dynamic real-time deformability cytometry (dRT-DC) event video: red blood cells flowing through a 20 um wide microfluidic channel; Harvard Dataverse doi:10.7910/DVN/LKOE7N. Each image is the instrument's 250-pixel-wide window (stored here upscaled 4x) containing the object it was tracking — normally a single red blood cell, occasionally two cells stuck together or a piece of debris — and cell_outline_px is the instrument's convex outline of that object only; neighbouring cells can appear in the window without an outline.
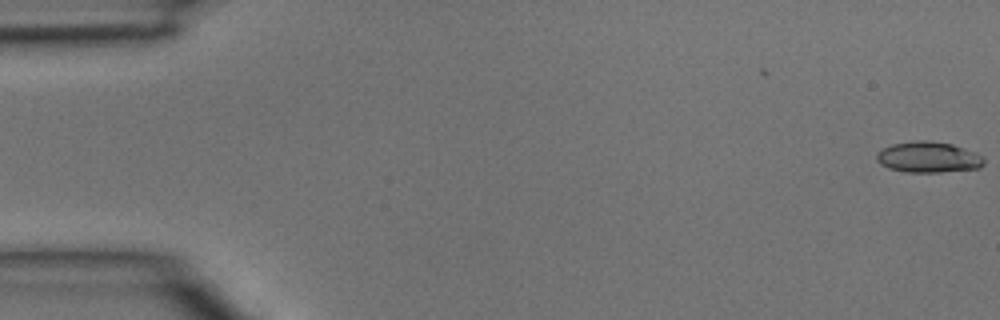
{"species": "common noctule bat (a hibernating species)", "species_latin": "Nyctalus noctula", "temperature_condition": "room temperature", "stored_images_in_passage": 4, "camera_frame_rate_fps": 3000, "um_per_image_px": 0.085, "animal": {"sex": "male", "body_mass_g": 15.6}, "frame": {"image": 1, "passage_image": 1, "time_ms": 0.0, "image_size_px": [1000, 320], "cell_outline_px": [[984, 164], [980, 168], [940, 172], [904, 172], [888, 168], [880, 164], [876, 160], [876, 156], [884, 148], [892, 144], [916, 140], [928, 140], [952, 144], [976, 152], [984, 156]], "centroid_in_image_um": [78.94, 13.36], "position_along_channel_um": 6.1, "area_um2": 19.42}}
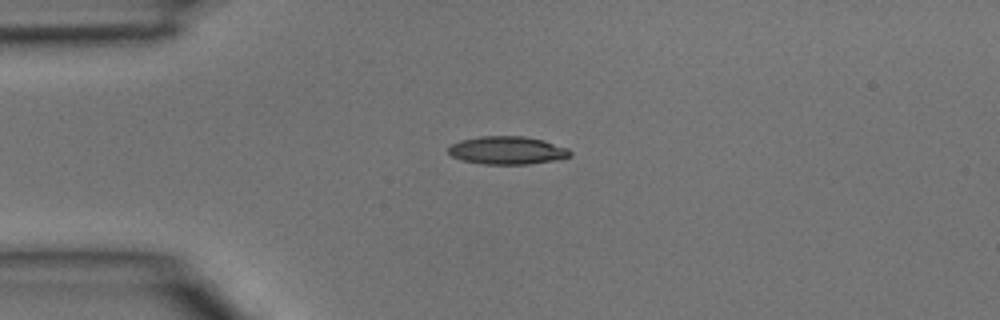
{"frame": {"image": 2, "passage_image": 4, "time_ms": 1.0, "image_size_px": [1000, 320], "cell_outline_px": [[572, 156], [552, 160], [528, 164], [484, 164], [464, 160], [452, 156], [448, 152], [448, 148], [452, 144], [460, 140], [480, 136], [524, 136], [544, 140], [568, 148], [572, 152]], "centroid_in_image_um": [43.13, 12.77], "position_along_channel_um": 41.9, "area_um2": 19.77}}